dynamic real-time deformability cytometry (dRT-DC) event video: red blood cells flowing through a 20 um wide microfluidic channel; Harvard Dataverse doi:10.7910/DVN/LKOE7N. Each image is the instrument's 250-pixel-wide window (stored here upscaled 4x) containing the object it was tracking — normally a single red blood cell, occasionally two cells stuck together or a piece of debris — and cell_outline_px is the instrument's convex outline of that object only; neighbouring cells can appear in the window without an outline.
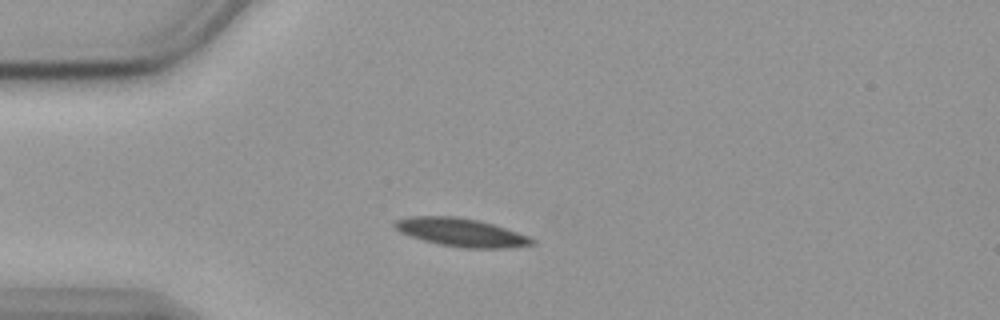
{"species": "common noctule bat (a hibernating species)", "species_latin": "Nyctalus noctula", "temperature_condition": "cold", "stored_images_in_passage": 53, "camera_frame_rate_fps": 3000, "um_per_image_px": 0.085, "animal": {"sex": "female", "body_mass_g": 19.9}, "frame": {"image": 1, "passage_image": 11, "time_ms": 3.333, "image_size_px": [1000, 320], "cell_outline_px": [[536, 244], [508, 248], [464, 248], [440, 244], [408, 236], [400, 232], [392, 224], [396, 220], [408, 216], [456, 216], [476, 220], [492, 224], [528, 236], [536, 240]], "centroid_in_image_um": [39.18, 19.75], "position_along_channel_um": 45.8, "area_um2": 22.48}}
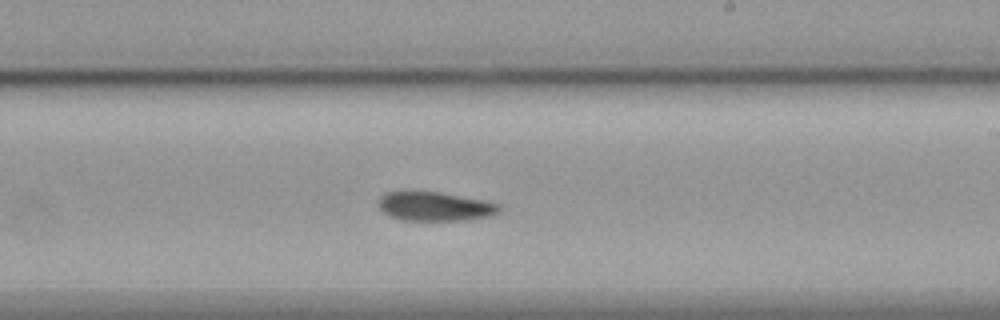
{"frame": {"image": 2, "passage_image": 30, "time_ms": 9.667, "image_size_px": [1000, 320], "cell_outline_px": [[500, 208], [492, 216], [464, 220], [404, 220], [388, 216], [376, 204], [376, 200], [384, 192], [440, 192], [484, 200], [500, 204]], "centroid_in_image_um": [36.92, 17.54], "position_along_channel_um": 252.1, "area_um2": 20.46}}
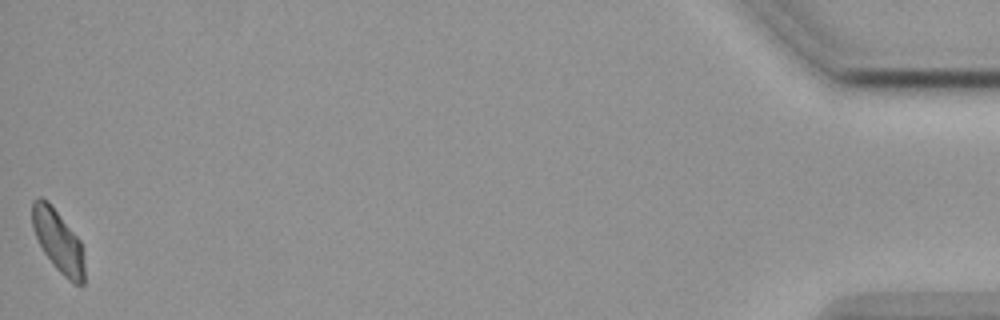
{"frame": {"image": 3, "passage_image": 53, "time_ms": 17.333, "image_size_px": [1000, 320], "cell_outline_px": [[84, 284], [72, 284], [56, 268], [44, 252], [32, 228], [32, 200], [36, 196], [40, 196], [48, 200], [80, 240], [84, 264]], "centroid_in_image_um": [4.93, 20.45], "position_along_channel_um": 430.3, "area_um2": 18.9}, "authors_computed_cell_mechanics": {"area_um2": 20.7502, "velocity_mm_per_s": 3.5426, "shape_relaxation_time_tau1_ms": 6.9204, "shape_relaxation_time_tau2_ms": null, "deformation_change_tau1": 0.1187, "deformation_change_tau2": null}}